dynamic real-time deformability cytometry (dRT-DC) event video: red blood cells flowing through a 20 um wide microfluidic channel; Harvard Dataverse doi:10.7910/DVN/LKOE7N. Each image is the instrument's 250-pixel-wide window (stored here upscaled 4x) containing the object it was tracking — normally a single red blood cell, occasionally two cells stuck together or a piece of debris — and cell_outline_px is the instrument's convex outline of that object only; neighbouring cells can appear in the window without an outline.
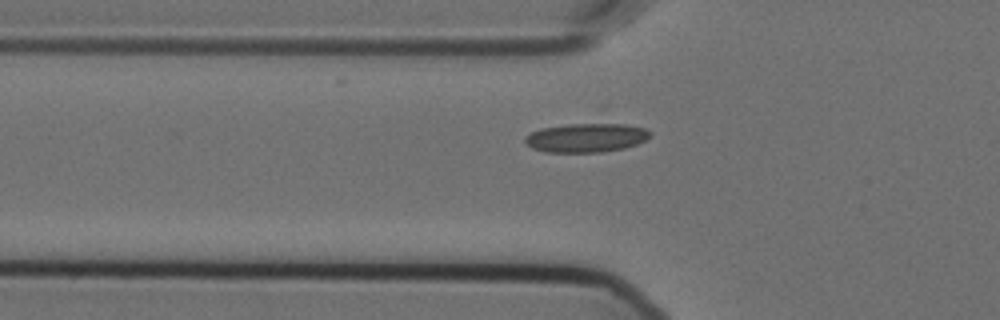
{"species": "Egyptian fruit bat (a non-hibernating species)", "species_latin": "Rousettus aegyptiacus", "temperature_condition": "cold", "stored_images_in_passage": 31, "camera_frame_rate_fps": 3000, "um_per_image_px": 0.085, "animal": {"sex": "female"}, "frame": {"image": 1, "passage_image": 4, "time_ms": 1.0, "image_size_px": [1000, 320], "cell_outline_px": [[652, 136], [636, 144], [624, 148], [600, 152], [544, 152], [532, 148], [524, 144], [524, 136], [540, 128], [568, 124], [604, 120], [644, 128], [652, 132]], "centroid_in_image_um": [49.83, 11.66], "position_along_channel_um": 76.0, "area_um2": 21.96}}
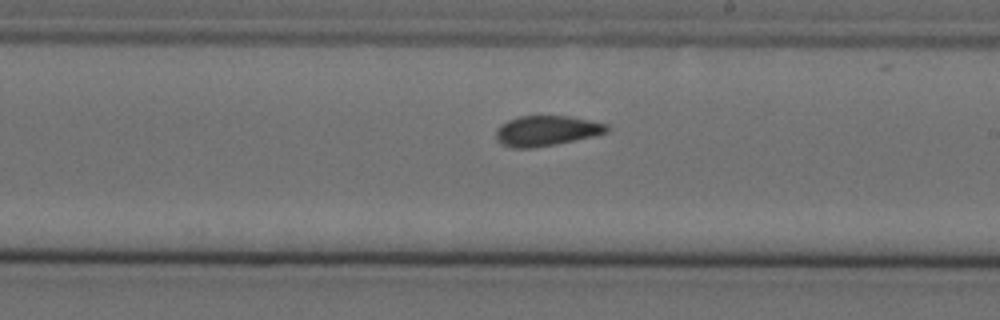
{"frame": {"image": 2, "passage_image": 18, "time_ms": 5.667, "image_size_px": [1000, 320], "cell_outline_px": [[608, 132], [592, 136], [532, 148], [512, 148], [500, 144], [496, 140], [496, 128], [500, 124], [508, 120], [520, 116], [568, 116], [608, 124]], "centroid_in_image_um": [46.38, 11.11], "position_along_channel_um": 242.6, "area_um2": 19.36}}
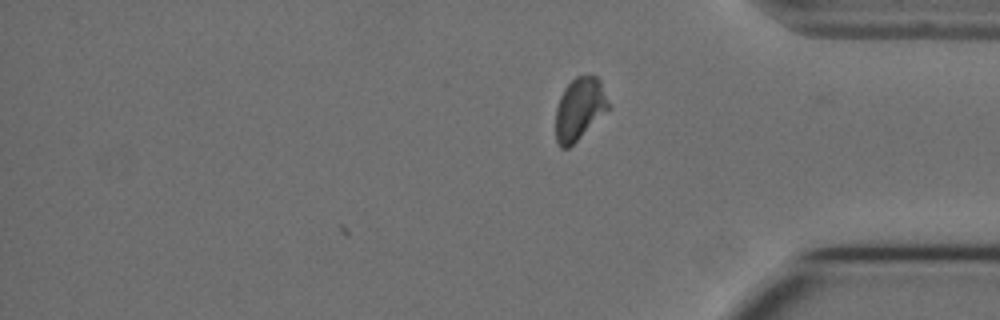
{"frame": {"image": 3, "passage_image": 31, "time_ms": 10.0, "image_size_px": [1000, 320], "cell_outline_px": [[612, 108], [568, 148], [560, 148], [556, 144], [556, 108], [560, 96], [564, 88], [576, 76], [596, 76], [600, 80], [612, 104]], "centroid_in_image_um": [49.3, 9.26], "position_along_channel_um": 385.9, "area_um2": 19.54}, "authors_computed_cell_mechanics": {"area_um2": 19.8254, "velocity_mm_per_s": 3.553, "shape_relaxation_time_tau1_ms": 5.9226, "shape_relaxation_time_tau2_ms": 1.2903, "deformation_change_tau1": 0.1538, "deformation_change_tau2": 0.0701}}